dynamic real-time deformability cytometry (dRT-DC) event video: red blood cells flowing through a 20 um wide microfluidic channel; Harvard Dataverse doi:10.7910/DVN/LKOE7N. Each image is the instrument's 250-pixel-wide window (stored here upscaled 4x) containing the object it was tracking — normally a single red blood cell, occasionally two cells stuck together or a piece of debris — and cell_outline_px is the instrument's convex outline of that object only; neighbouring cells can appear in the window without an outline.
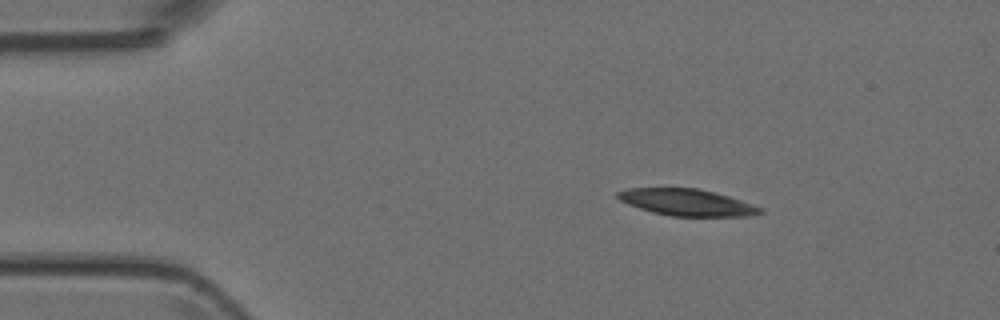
{"species": "Egyptian fruit bat (a non-hibernating species)", "species_latin": "Rousettus aegyptiacus", "temperature_condition": "room temperature", "stored_images_in_passage": 44, "camera_frame_rate_fps": 3000, "um_per_image_px": 0.085, "animal": {"sex": "female"}, "frame": {"image": 1, "passage_image": 1, "time_ms": 0.0, "image_size_px": [1000, 320], "cell_outline_px": [[764, 212], [752, 216], [672, 216], [652, 212], [628, 204], [620, 200], [616, 196], [616, 192], [628, 188], [696, 188], [728, 196], [764, 208]], "centroid_in_image_um": [58.39, 17.21], "position_along_channel_um": 26.6, "area_um2": 22.02}}
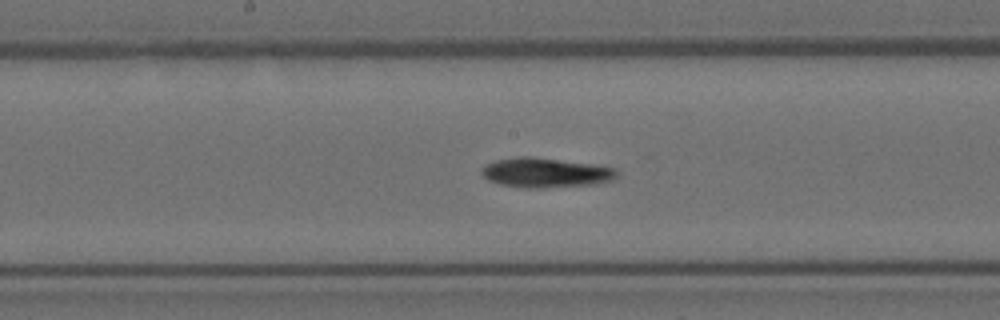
{"frame": {"image": 2, "passage_image": 19, "time_ms": 6.0, "image_size_px": [1000, 320], "cell_outline_px": [[620, 176], [612, 180], [596, 184], [540, 188], [524, 188], [500, 184], [488, 180], [480, 172], [480, 168], [484, 164], [496, 160], [516, 156], [532, 156], [592, 164], [616, 168], [620, 172]], "centroid_in_image_um": [46.38, 14.67], "position_along_channel_um": 201.8, "area_um2": 23.76}}
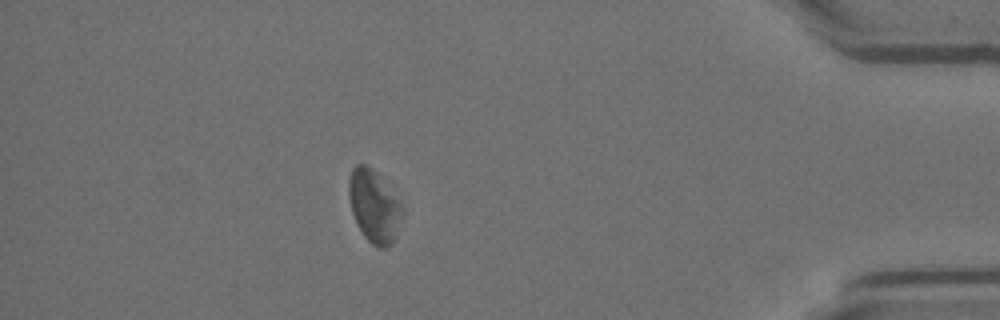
{"frame": {"image": 3, "passage_image": 38, "time_ms": 12.333, "image_size_px": [1000, 320], "cell_outline_px": [[404, 212], [392, 244], [388, 248], [380, 248], [372, 244], [364, 236], [352, 212], [348, 192], [348, 180], [352, 168], [356, 164], [364, 164], [372, 168], [404, 208]], "centroid_in_image_um": [31.79, 17.54], "position_along_channel_um": 403.4, "area_um2": 22.2}}